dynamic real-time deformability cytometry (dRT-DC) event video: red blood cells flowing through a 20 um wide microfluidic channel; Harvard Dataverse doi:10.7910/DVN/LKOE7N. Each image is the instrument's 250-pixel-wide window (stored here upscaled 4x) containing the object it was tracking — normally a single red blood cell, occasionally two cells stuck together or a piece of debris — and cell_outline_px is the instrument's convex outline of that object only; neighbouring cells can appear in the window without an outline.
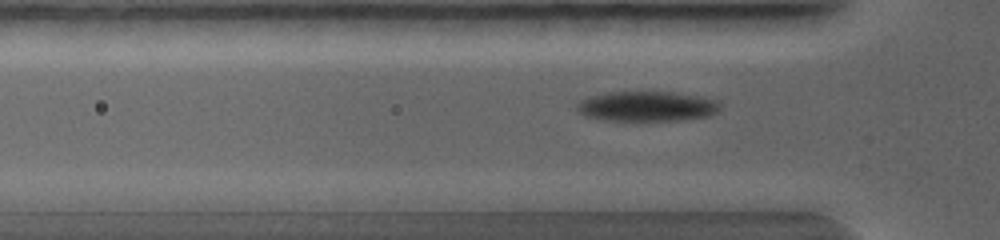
{"species": "common noctule bat (a hibernating species)", "species_latin": "Nyctalus noctula", "temperature_condition": "warm", "stored_images_in_passage": 21, "camera_frame_rate_fps": 5000, "um_per_image_px": 0.085, "animal": {"sex": "female", "body_mass_g": 19.0, "forearm_length_mm": 56.7}, "frame": {"image": 1, "passage_image": 14, "time_ms": 2.2, "image_size_px": [1000, 240], "cell_outline_px": [[720, 112], [708, 116], [680, 120], [604, 120], [588, 116], [580, 112], [576, 108], [576, 104], [580, 100], [588, 96], [604, 92], [676, 92], [704, 96], [716, 100], [720, 104]], "centroid_in_image_um": [55.02, 9.02], "position_along_channel_um": 70.8, "area_um2": 25.26}}
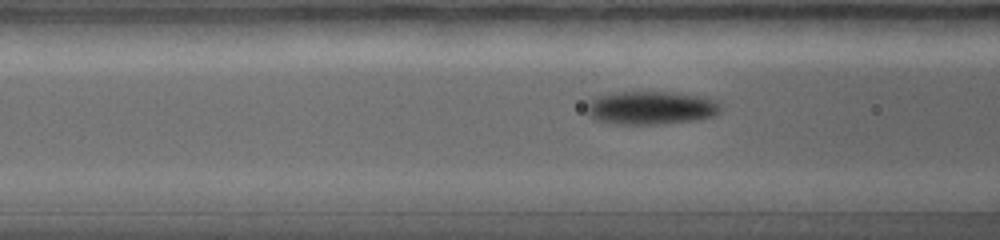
{"frame": {"image": 2, "passage_image": 18, "time_ms": 2.8, "image_size_px": [1000, 240], "cell_outline_px": [[720, 112], [716, 116], [700, 120], [664, 124], [612, 124], [592, 120], [584, 112], [588, 100], [592, 96], [612, 92], [680, 92], [708, 96], [716, 100], [720, 104]], "centroid_in_image_um": [55.3, 9.16], "position_along_channel_um": 111.3, "area_um2": 27.28}}